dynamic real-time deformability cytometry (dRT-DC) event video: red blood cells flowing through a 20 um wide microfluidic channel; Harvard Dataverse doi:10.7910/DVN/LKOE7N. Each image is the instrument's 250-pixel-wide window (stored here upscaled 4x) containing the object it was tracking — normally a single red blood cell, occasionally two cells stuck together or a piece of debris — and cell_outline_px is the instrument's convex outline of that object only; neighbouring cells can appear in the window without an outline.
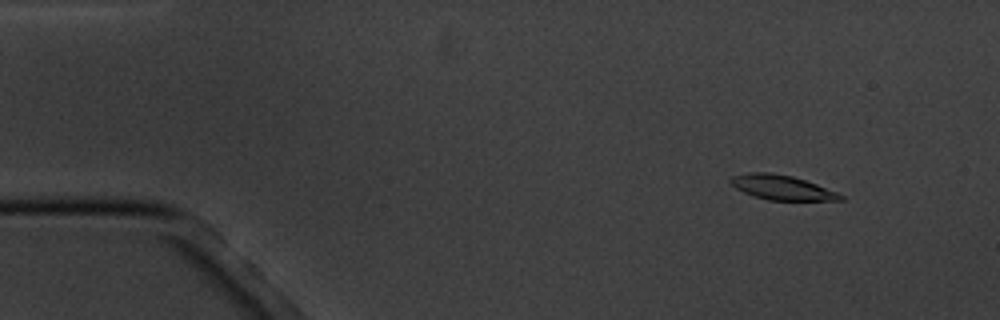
{"species": "common noctule bat (a hibernating species)", "species_latin": "Nyctalus noctula", "temperature_condition": "cold", "stored_images_in_passage": 5, "camera_frame_rate_fps": 3000, "um_per_image_px": 0.085, "animal": {"sex": "male", "body_mass_g": 20.1, "forearm_length_mm": 53.5}, "frame": {"image": 1, "passage_image": 2, "time_ms": 1.0, "image_size_px": [1000, 320], "cell_outline_px": [[844, 200], [768, 200], [744, 192], [736, 188], [728, 180], [732, 176], [748, 172], [768, 172], [792, 176], [816, 184], [836, 192], [844, 196]], "centroid_in_image_um": [66.43, 15.93], "position_along_channel_um": 18.6, "area_um2": 15.55}}
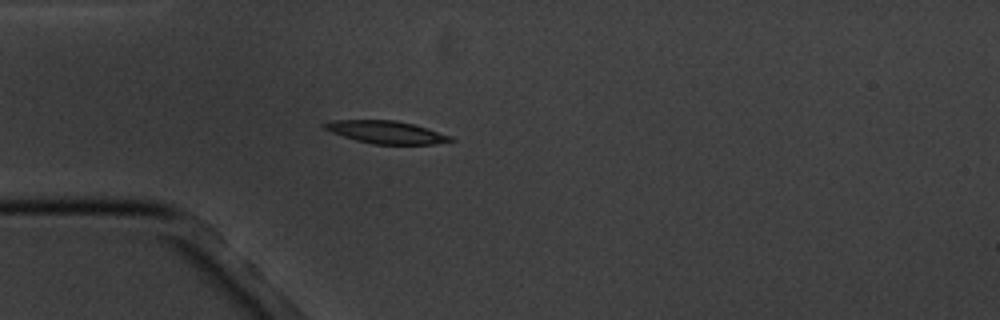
{"frame": {"image": 2, "passage_image": 4, "time_ms": 4.333, "image_size_px": [1000, 320], "cell_outline_px": [[456, 140], [436, 144], [372, 144], [356, 140], [332, 132], [324, 128], [320, 124], [332, 120], [396, 120], [412, 124], [452, 136]], "centroid_in_image_um": [32.82, 11.23], "position_along_channel_um": 52.2, "area_um2": 16.53}}